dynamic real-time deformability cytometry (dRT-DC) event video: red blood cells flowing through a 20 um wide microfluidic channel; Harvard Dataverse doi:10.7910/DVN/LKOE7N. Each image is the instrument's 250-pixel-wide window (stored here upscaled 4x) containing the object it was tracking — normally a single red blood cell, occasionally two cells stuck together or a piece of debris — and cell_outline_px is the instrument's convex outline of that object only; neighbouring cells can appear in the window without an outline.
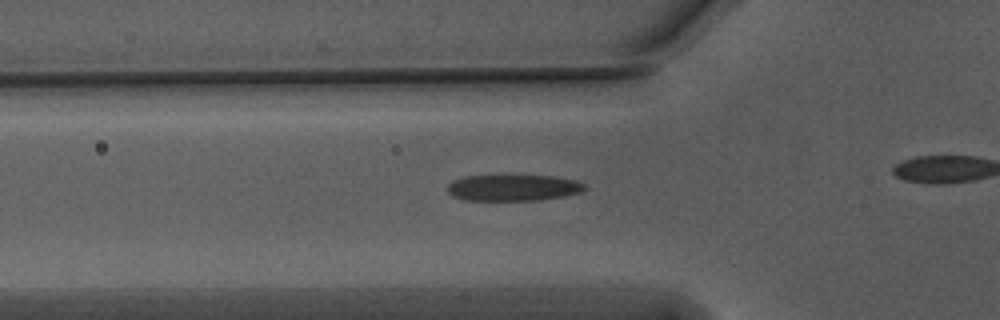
{"species": "Egyptian fruit bat (a non-hibernating species)", "species_latin": "Rousettus aegyptiacus", "temperature_condition": "warm", "stored_images_in_passage": 27, "camera_frame_rate_fps": 3000, "um_per_image_px": 0.085, "animal": {"sex": "male"}, "frame": {"image": 1, "passage_image": 2, "time_ms": 0.333, "image_size_px": [1000, 320], "cell_outline_px": [[588, 188], [584, 192], [564, 196], [540, 200], [464, 200], [452, 196], [448, 192], [448, 184], [452, 180], [464, 176], [556, 176], [576, 180], [584, 184]], "centroid_in_image_um": [43.65, 15.96], "position_along_channel_um": 82.1, "area_um2": 21.15}}
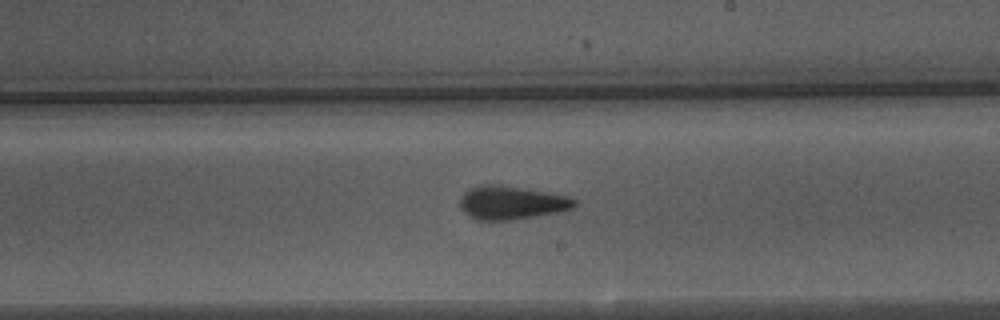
{"frame": {"image": 2, "passage_image": 15, "time_ms": 4.667, "image_size_px": [1000, 320], "cell_outline_px": [[576, 204], [572, 208], [560, 212], [512, 220], [476, 220], [464, 212], [460, 208], [460, 200], [464, 192], [468, 188], [476, 184], [492, 184], [544, 192], [568, 196], [576, 200]], "centroid_in_image_um": [43.43, 17.23], "position_along_channel_um": 245.6, "area_um2": 22.2}}
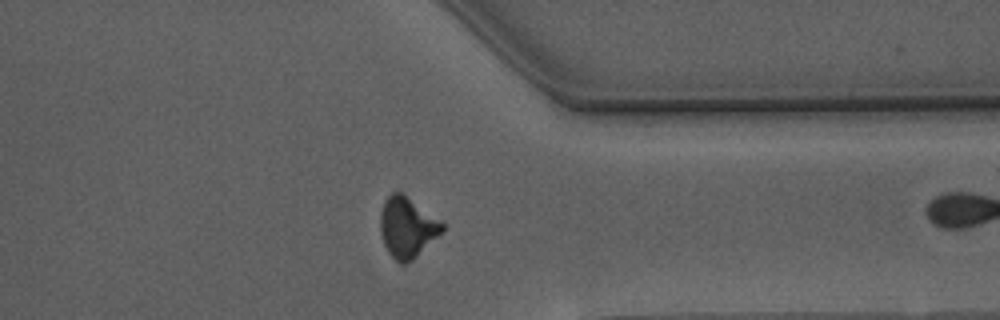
{"frame": {"image": 3, "passage_image": 26, "time_ms": 8.333, "image_size_px": [1000, 320], "cell_outline_px": [[444, 228], [412, 260], [404, 264], [400, 264], [388, 252], [384, 244], [380, 232], [380, 216], [384, 200], [392, 192], [400, 192], [444, 224]], "centroid_in_image_um": [34.55, 19.33], "position_along_channel_um": 376.9, "area_um2": 21.04}}